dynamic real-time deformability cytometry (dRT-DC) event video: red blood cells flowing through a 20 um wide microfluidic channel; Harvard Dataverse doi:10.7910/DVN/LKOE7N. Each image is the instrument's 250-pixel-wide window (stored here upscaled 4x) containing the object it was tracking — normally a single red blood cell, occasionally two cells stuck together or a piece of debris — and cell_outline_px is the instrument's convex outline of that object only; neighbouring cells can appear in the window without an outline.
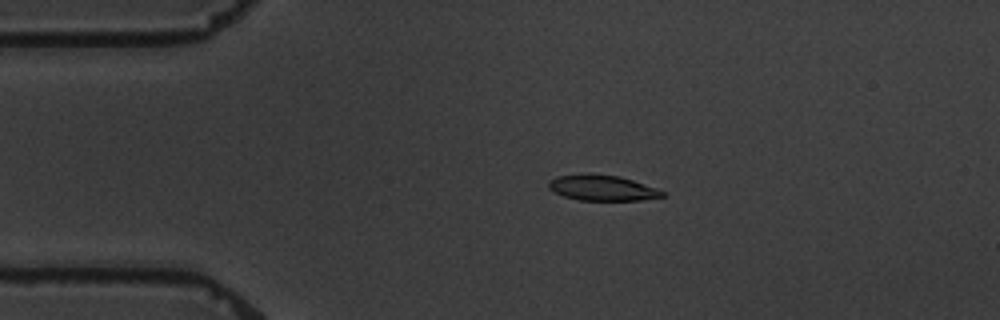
{"species": "common noctule bat (a hibernating species)", "species_latin": "Nyctalus noctula", "temperature_condition": "warm", "stored_images_in_passage": 9, "camera_frame_rate_fps": 3000, "um_per_image_px": 0.085, "animal": {"sex": "male", "body_mass_g": 19.5, "forearm_length_mm": 54.6}, "frame": {"image": 1, "passage_image": 4, "time_ms": 3.667, "image_size_px": [1000, 320], "cell_outline_px": [[668, 196], [640, 200], [580, 200], [564, 196], [548, 188], [548, 180], [556, 176], [584, 172], [588, 172], [620, 176], [656, 188], [664, 192]], "centroid_in_image_um": [51.16, 15.94], "position_along_channel_um": 33.8, "area_um2": 17.22}}
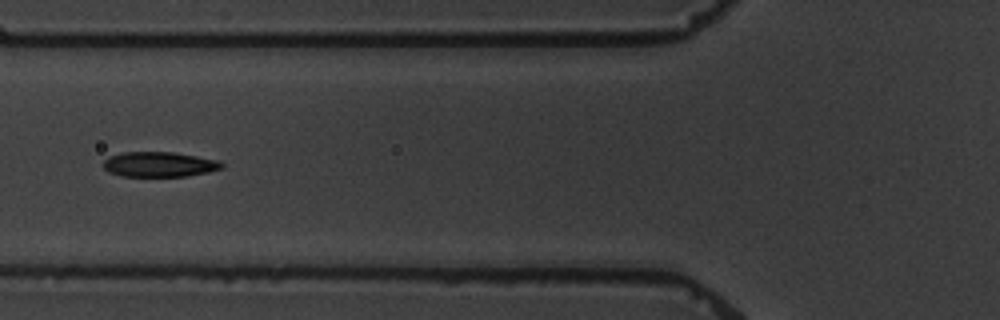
{"frame": {"image": 2, "passage_image": 7, "time_ms": 7.0, "image_size_px": [1000, 320], "cell_outline_px": [[224, 168], [208, 172], [188, 176], [120, 176], [108, 172], [100, 164], [104, 160], [112, 156], [124, 152], [172, 152], [196, 156], [216, 160], [224, 164]], "centroid_in_image_um": [13.52, 13.98], "position_along_channel_um": 112.3, "area_um2": 17.28}}
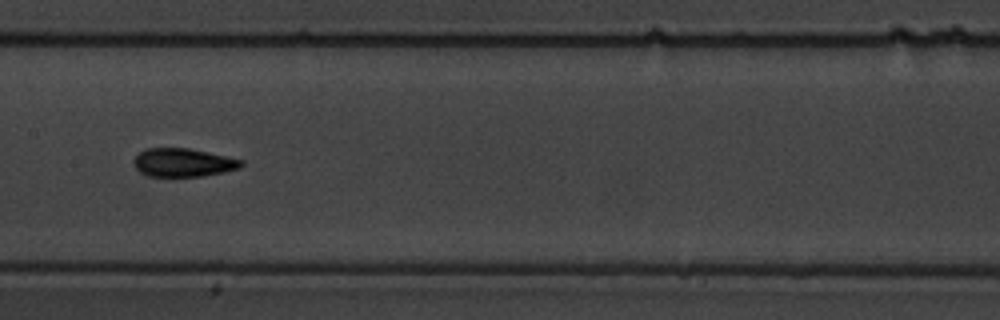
{"frame": {"image": 3, "passage_image": 9, "time_ms": 9.333, "image_size_px": [1000, 320], "cell_outline_px": [[244, 164], [240, 168], [224, 172], [204, 176], [148, 176], [140, 172], [136, 168], [132, 160], [144, 148], [188, 148], [208, 152], [244, 160]], "centroid_in_image_um": [15.58, 13.81], "position_along_channel_um": 191.8, "area_um2": 17.86}}